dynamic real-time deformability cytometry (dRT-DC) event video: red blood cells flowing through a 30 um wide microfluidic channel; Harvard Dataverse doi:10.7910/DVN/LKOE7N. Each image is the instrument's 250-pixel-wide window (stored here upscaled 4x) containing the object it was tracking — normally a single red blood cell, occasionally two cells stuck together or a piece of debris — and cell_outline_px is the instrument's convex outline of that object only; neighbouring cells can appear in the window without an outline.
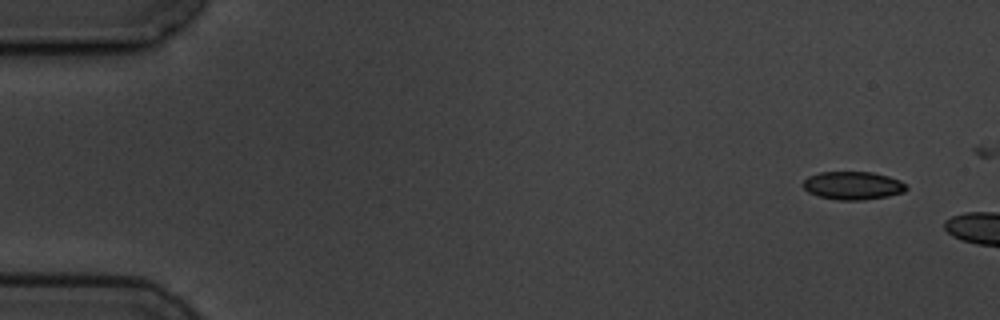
{"species": "common noctule bat (a hibernating species)", "species_latin": "Nyctalus noctula", "temperature_condition": "cold", "stored_images_in_passage": 2, "camera_frame_rate_fps": 3000, "um_per_image_px": 0.085, "animal": {"sex": "male", "body_mass_g": 19.5, "forearm_length_mm": 54.6}, "frame": {"image": 1, "passage_image": 1, "time_ms": 0.0, "image_size_px": [1000, 320], "cell_outline_px": [[908, 188], [904, 192], [888, 196], [864, 200], [836, 200], [816, 196], [808, 192], [800, 184], [808, 176], [820, 172], [872, 172], [888, 176], [900, 180]], "centroid_in_image_um": [72.46, 15.78], "position_along_channel_um": 12.5, "area_um2": 17.11}}